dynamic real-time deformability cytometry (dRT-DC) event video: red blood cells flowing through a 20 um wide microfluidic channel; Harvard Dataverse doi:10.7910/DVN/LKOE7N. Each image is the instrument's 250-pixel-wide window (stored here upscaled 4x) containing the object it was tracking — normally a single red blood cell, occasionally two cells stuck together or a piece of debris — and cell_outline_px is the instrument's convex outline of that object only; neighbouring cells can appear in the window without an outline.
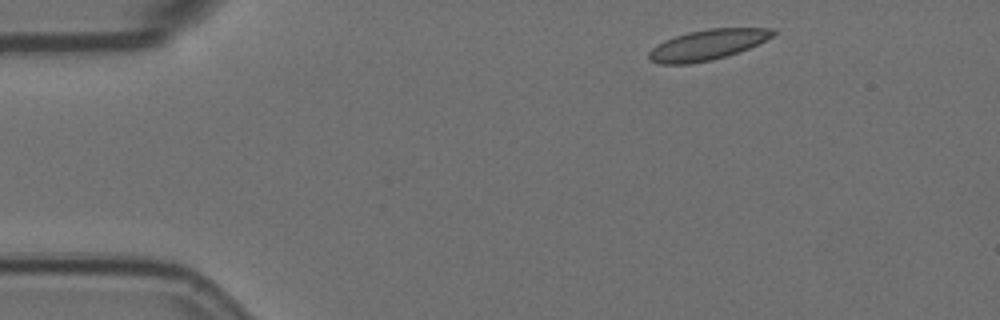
{"species": "Egyptian fruit bat (a non-hibernating species)", "species_latin": "Rousettus aegyptiacus", "temperature_condition": "room temperature", "stored_images_in_passage": 3, "camera_frame_rate_fps": 3000, "um_per_image_px": 0.085, "animal": {"sex": "female"}, "frame": {"image": 1, "passage_image": 1, "time_ms": 0.0, "image_size_px": [1000, 320], "cell_outline_px": [[776, 32], [772, 36], [740, 52], [712, 60], [688, 64], [660, 64], [648, 60], [648, 52], [656, 44], [664, 40], [688, 32], [708, 28], [776, 28]], "centroid_in_image_um": [60.09, 3.81], "position_along_channel_um": 24.9, "area_um2": 22.02}}